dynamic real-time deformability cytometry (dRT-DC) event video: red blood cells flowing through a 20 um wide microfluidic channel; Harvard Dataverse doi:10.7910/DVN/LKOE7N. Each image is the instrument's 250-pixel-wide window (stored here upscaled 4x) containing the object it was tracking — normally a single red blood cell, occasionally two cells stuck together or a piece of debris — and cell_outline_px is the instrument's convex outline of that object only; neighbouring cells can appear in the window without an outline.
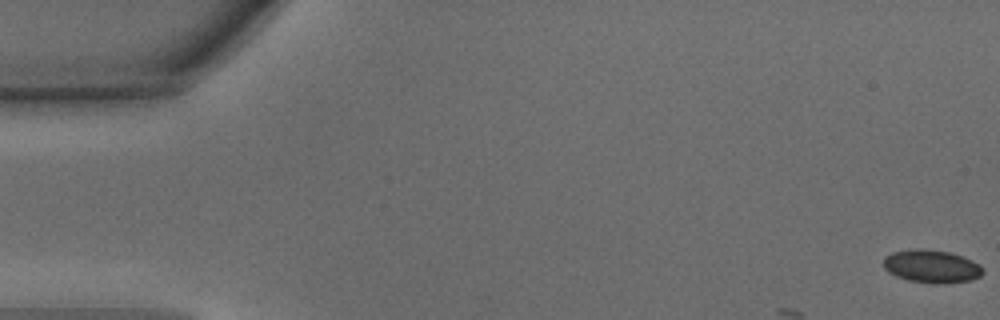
{"species": "common noctule bat (a hibernating species)", "species_latin": "Nyctalus noctula", "temperature_condition": "warm", "stored_images_in_passage": 11, "camera_frame_rate_fps": 3000, "um_per_image_px": 0.085, "animal": {"sex": "male", "body_mass_g": 15.6}, "frame": {"image": 1, "passage_image": 1, "time_ms": 0.0, "image_size_px": [1000, 320], "cell_outline_px": [[984, 272], [980, 276], [972, 280], [940, 284], [932, 284], [908, 280], [896, 276], [888, 272], [884, 268], [884, 256], [892, 252], [912, 248], [920, 248], [948, 252], [964, 256], [980, 264], [984, 268]], "centroid_in_image_um": [79.2, 22.64], "position_along_channel_um": 5.8, "area_um2": 19.42}}